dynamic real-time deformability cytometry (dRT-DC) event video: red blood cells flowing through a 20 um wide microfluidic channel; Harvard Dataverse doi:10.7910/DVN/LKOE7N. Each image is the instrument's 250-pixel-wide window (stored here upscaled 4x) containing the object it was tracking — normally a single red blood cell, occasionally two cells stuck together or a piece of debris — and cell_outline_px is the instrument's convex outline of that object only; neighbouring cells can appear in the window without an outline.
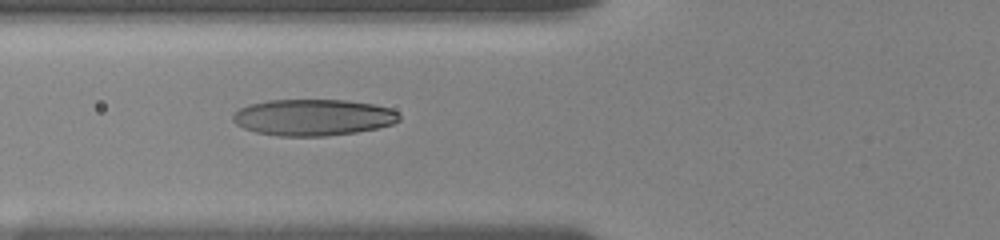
{"species": "human", "species_latin": "Homo sapiens", "temperature_condition": "room temperature", "stored_images_in_passage": 3, "camera_frame_rate_fps": 3000, "um_per_image_px": 0.085, "donor": {"sex": "female"}, "frame": {"image": 1, "passage_image": 2, "time_ms": 1.0, "image_size_px": [1000, 240], "cell_outline_px": [[400, 120], [392, 124], [376, 128], [356, 132], [324, 136], [276, 136], [256, 132], [244, 128], [236, 124], [232, 120], [232, 116], [240, 108], [248, 104], [268, 100], [344, 100], [376, 104], [392, 108], [400, 116]], "centroid_in_image_um": [26.61, 9.97], "position_along_channel_um": 99.2, "area_um2": 35.43}}
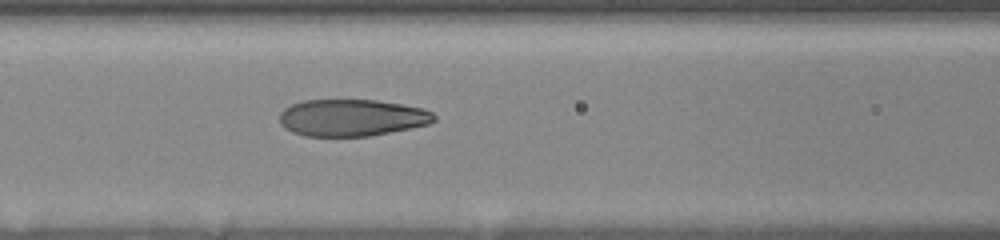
{"frame": {"image": 2, "passage_image": 3, "time_ms": 2.0, "image_size_px": [1000, 240], "cell_outline_px": [[436, 120], [428, 124], [368, 136], [304, 136], [292, 132], [284, 128], [280, 124], [280, 112], [284, 108], [292, 104], [304, 100], [376, 100], [424, 108], [432, 112], [436, 116]], "centroid_in_image_um": [29.88, 10.0], "position_along_channel_um": 136.7, "area_um2": 33.18}}